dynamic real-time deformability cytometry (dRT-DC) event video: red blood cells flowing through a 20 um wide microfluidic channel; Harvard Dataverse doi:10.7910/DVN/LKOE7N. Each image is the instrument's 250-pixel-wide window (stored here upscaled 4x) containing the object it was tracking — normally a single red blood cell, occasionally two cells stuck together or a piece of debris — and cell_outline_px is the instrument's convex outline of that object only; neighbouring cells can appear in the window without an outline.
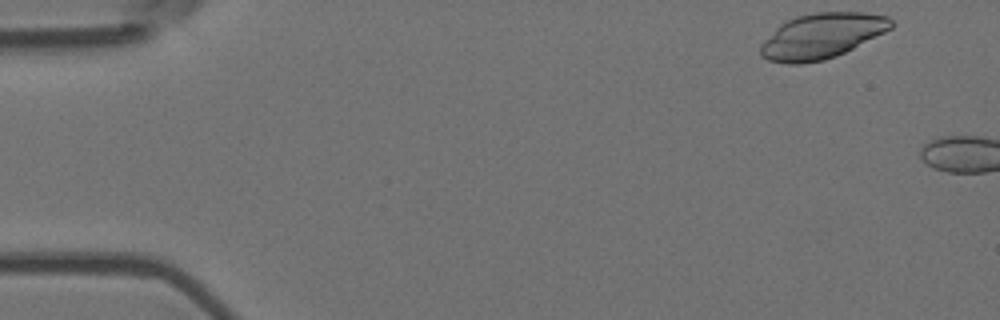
{"species": "Egyptian fruit bat (a non-hibernating species)", "species_latin": "Rousettus aegyptiacus", "temperature_condition": "room temperature", "stored_images_in_passage": 3, "camera_frame_rate_fps": 3000, "um_per_image_px": 0.085, "animal": {"sex": "female"}, "frame": {"image": 1, "passage_image": 1, "time_ms": 0.0, "image_size_px": [1000, 320], "cell_outline_px": [[896, 24], [892, 28], [836, 56], [824, 60], [800, 64], [784, 64], [768, 60], [760, 56], [760, 44], [780, 24], [796, 16], [816, 12], [864, 12], [888, 16]], "centroid_in_image_um": [69.83, 3.05], "position_along_channel_um": 15.2, "area_um2": 34.45}}